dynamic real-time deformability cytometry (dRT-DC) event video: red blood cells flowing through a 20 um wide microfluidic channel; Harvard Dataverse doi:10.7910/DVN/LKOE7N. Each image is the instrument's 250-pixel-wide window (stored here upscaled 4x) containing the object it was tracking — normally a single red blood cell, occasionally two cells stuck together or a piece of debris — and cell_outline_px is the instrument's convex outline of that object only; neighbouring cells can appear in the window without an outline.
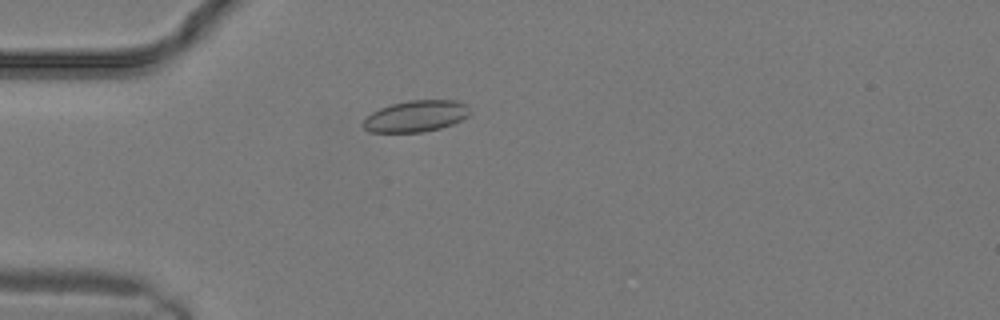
{"species": "common noctule bat (a hibernating species)", "species_latin": "Nyctalus noctula", "temperature_condition": "warm", "stored_images_in_passage": 5, "camera_frame_rate_fps": 3000, "um_per_image_px": 0.085, "animal": {"sex": "male", "body_mass_g": 19.2, "forearm_length_mm": 51.8}, "frame": {"image": 1, "passage_image": 1, "time_ms": 0.0, "image_size_px": [1000, 320], "cell_outline_px": [[472, 112], [468, 116], [452, 124], [440, 128], [424, 132], [368, 132], [364, 128], [364, 120], [372, 112], [380, 108], [392, 104], [408, 100], [456, 100], [468, 104]], "centroid_in_image_um": [35.4, 9.86], "position_along_channel_um": 49.6, "area_um2": 19.59}}
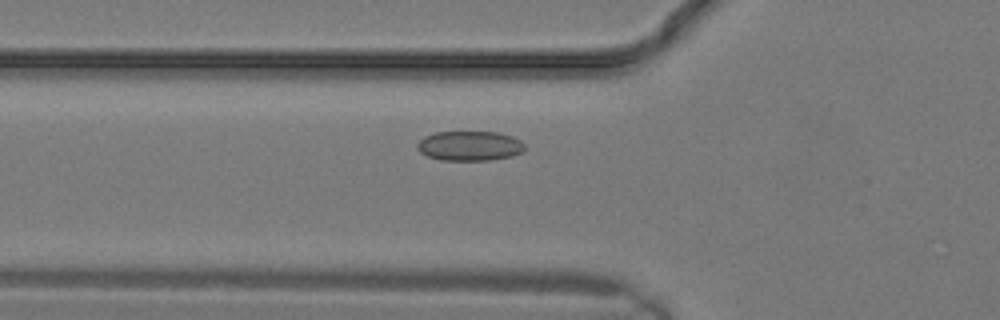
{"frame": {"image": 2, "passage_image": 3, "time_ms": 0.667, "image_size_px": [1000, 320], "cell_outline_px": [[524, 148], [520, 152], [512, 156], [488, 160], [440, 160], [428, 156], [420, 152], [416, 148], [416, 144], [424, 136], [436, 132], [496, 132], [512, 136], [520, 140], [524, 144]], "centroid_in_image_um": [39.89, 12.39], "position_along_channel_um": 85.9, "area_um2": 18.55}}
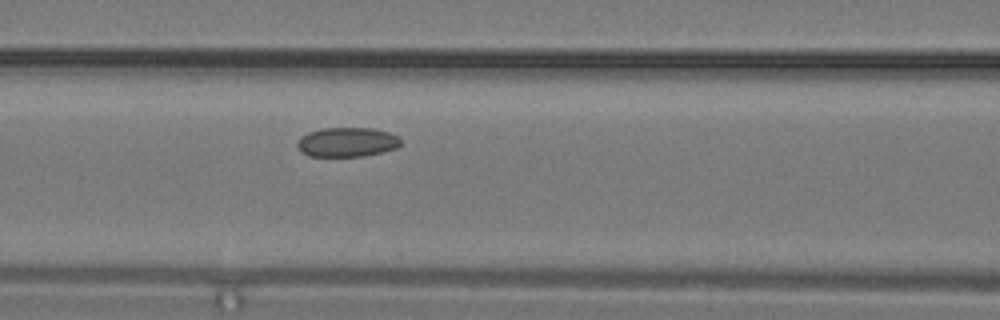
{"frame": {"image": 3, "passage_image": 5, "time_ms": 1.333, "image_size_px": [1000, 320], "cell_outline_px": [[400, 144], [396, 148], [364, 156], [308, 156], [300, 152], [296, 148], [296, 140], [300, 136], [308, 132], [320, 128], [372, 128], [388, 132], [400, 136]], "centroid_in_image_um": [29.43, 12.07], "position_along_channel_um": 137.2, "area_um2": 17.98}}